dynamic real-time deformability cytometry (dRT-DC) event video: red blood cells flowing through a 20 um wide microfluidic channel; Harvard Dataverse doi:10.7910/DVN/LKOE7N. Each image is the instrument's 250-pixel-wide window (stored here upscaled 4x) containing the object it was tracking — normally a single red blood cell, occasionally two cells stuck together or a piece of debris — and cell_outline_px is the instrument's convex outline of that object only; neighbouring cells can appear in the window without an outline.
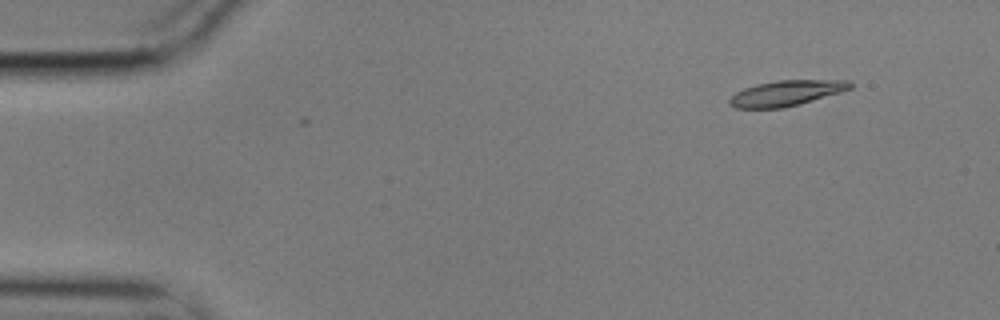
{"species": "common noctule bat (a hibernating species)", "species_latin": "Nyctalus noctula", "temperature_condition": "cold", "stored_images_in_passage": 5, "camera_frame_rate_fps": 3000, "um_per_image_px": 0.085, "animal": {"sex": "male", "body_mass_g": 17.9}, "frame": {"image": 1, "passage_image": 5, "time_ms": 1.333, "image_size_px": [1000, 320], "cell_outline_px": [[852, 88], [840, 92], [800, 104], [780, 108], [736, 108], [728, 104], [728, 100], [736, 92], [744, 88], [756, 84], [776, 80], [848, 80], [852, 84]], "centroid_in_image_um": [66.81, 7.91], "position_along_channel_um": 18.2, "area_um2": 17.86}}